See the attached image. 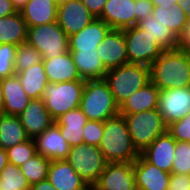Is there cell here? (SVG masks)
I'll list each match as a JSON object with an SVG mask.
<instances>
[{
  "instance_id": "obj_15",
  "label": "cell",
  "mask_w": 190,
  "mask_h": 190,
  "mask_svg": "<svg viewBox=\"0 0 190 190\" xmlns=\"http://www.w3.org/2000/svg\"><path fill=\"white\" fill-rule=\"evenodd\" d=\"M18 117L26 134L31 139L43 133L55 122L46 109L45 102L41 98L31 99Z\"/></svg>"
},
{
  "instance_id": "obj_36",
  "label": "cell",
  "mask_w": 190,
  "mask_h": 190,
  "mask_svg": "<svg viewBox=\"0 0 190 190\" xmlns=\"http://www.w3.org/2000/svg\"><path fill=\"white\" fill-rule=\"evenodd\" d=\"M171 173L190 175V142L176 141Z\"/></svg>"
},
{
  "instance_id": "obj_11",
  "label": "cell",
  "mask_w": 190,
  "mask_h": 190,
  "mask_svg": "<svg viewBox=\"0 0 190 190\" xmlns=\"http://www.w3.org/2000/svg\"><path fill=\"white\" fill-rule=\"evenodd\" d=\"M158 111L167 125L186 116L190 112V87L160 90Z\"/></svg>"
},
{
  "instance_id": "obj_32",
  "label": "cell",
  "mask_w": 190,
  "mask_h": 190,
  "mask_svg": "<svg viewBox=\"0 0 190 190\" xmlns=\"http://www.w3.org/2000/svg\"><path fill=\"white\" fill-rule=\"evenodd\" d=\"M50 162L51 160L48 158L36 154L23 165L19 166V169L26 177L28 183L33 185L47 179Z\"/></svg>"
},
{
  "instance_id": "obj_46",
  "label": "cell",
  "mask_w": 190,
  "mask_h": 190,
  "mask_svg": "<svg viewBox=\"0 0 190 190\" xmlns=\"http://www.w3.org/2000/svg\"><path fill=\"white\" fill-rule=\"evenodd\" d=\"M150 1L153 3L154 7L162 6L165 9H169L174 4H177L179 2V0H150Z\"/></svg>"
},
{
  "instance_id": "obj_6",
  "label": "cell",
  "mask_w": 190,
  "mask_h": 190,
  "mask_svg": "<svg viewBox=\"0 0 190 190\" xmlns=\"http://www.w3.org/2000/svg\"><path fill=\"white\" fill-rule=\"evenodd\" d=\"M84 86L85 80L47 84L41 99L54 120L70 110L79 108Z\"/></svg>"
},
{
  "instance_id": "obj_29",
  "label": "cell",
  "mask_w": 190,
  "mask_h": 190,
  "mask_svg": "<svg viewBox=\"0 0 190 190\" xmlns=\"http://www.w3.org/2000/svg\"><path fill=\"white\" fill-rule=\"evenodd\" d=\"M28 139L29 137L18 116L0 114L1 148L6 150Z\"/></svg>"
},
{
  "instance_id": "obj_41",
  "label": "cell",
  "mask_w": 190,
  "mask_h": 190,
  "mask_svg": "<svg viewBox=\"0 0 190 190\" xmlns=\"http://www.w3.org/2000/svg\"><path fill=\"white\" fill-rule=\"evenodd\" d=\"M168 190H190V175L171 173Z\"/></svg>"
},
{
  "instance_id": "obj_28",
  "label": "cell",
  "mask_w": 190,
  "mask_h": 190,
  "mask_svg": "<svg viewBox=\"0 0 190 190\" xmlns=\"http://www.w3.org/2000/svg\"><path fill=\"white\" fill-rule=\"evenodd\" d=\"M22 84L23 90L31 99L41 98L48 79L44 69V63H37L16 74Z\"/></svg>"
},
{
  "instance_id": "obj_17",
  "label": "cell",
  "mask_w": 190,
  "mask_h": 190,
  "mask_svg": "<svg viewBox=\"0 0 190 190\" xmlns=\"http://www.w3.org/2000/svg\"><path fill=\"white\" fill-rule=\"evenodd\" d=\"M33 140L37 154L49 160H65L68 156L70 146L61 135L60 128L55 122Z\"/></svg>"
},
{
  "instance_id": "obj_33",
  "label": "cell",
  "mask_w": 190,
  "mask_h": 190,
  "mask_svg": "<svg viewBox=\"0 0 190 190\" xmlns=\"http://www.w3.org/2000/svg\"><path fill=\"white\" fill-rule=\"evenodd\" d=\"M30 187L19 167L8 162L0 173V190H30Z\"/></svg>"
},
{
  "instance_id": "obj_4",
  "label": "cell",
  "mask_w": 190,
  "mask_h": 190,
  "mask_svg": "<svg viewBox=\"0 0 190 190\" xmlns=\"http://www.w3.org/2000/svg\"><path fill=\"white\" fill-rule=\"evenodd\" d=\"M104 80L120 107L128 97L150 82V68L143 64L127 63L109 69Z\"/></svg>"
},
{
  "instance_id": "obj_38",
  "label": "cell",
  "mask_w": 190,
  "mask_h": 190,
  "mask_svg": "<svg viewBox=\"0 0 190 190\" xmlns=\"http://www.w3.org/2000/svg\"><path fill=\"white\" fill-rule=\"evenodd\" d=\"M167 132L176 141L190 142V112L183 118L168 124Z\"/></svg>"
},
{
  "instance_id": "obj_2",
  "label": "cell",
  "mask_w": 190,
  "mask_h": 190,
  "mask_svg": "<svg viewBox=\"0 0 190 190\" xmlns=\"http://www.w3.org/2000/svg\"><path fill=\"white\" fill-rule=\"evenodd\" d=\"M98 148L107 162H134L140 155L121 114L104 121L103 136Z\"/></svg>"
},
{
  "instance_id": "obj_37",
  "label": "cell",
  "mask_w": 190,
  "mask_h": 190,
  "mask_svg": "<svg viewBox=\"0 0 190 190\" xmlns=\"http://www.w3.org/2000/svg\"><path fill=\"white\" fill-rule=\"evenodd\" d=\"M17 46L13 44H0V80L16 74L15 55Z\"/></svg>"
},
{
  "instance_id": "obj_40",
  "label": "cell",
  "mask_w": 190,
  "mask_h": 190,
  "mask_svg": "<svg viewBox=\"0 0 190 190\" xmlns=\"http://www.w3.org/2000/svg\"><path fill=\"white\" fill-rule=\"evenodd\" d=\"M135 5V25L139 21L146 19L152 15L154 8L153 3L150 0H134Z\"/></svg>"
},
{
  "instance_id": "obj_49",
  "label": "cell",
  "mask_w": 190,
  "mask_h": 190,
  "mask_svg": "<svg viewBox=\"0 0 190 190\" xmlns=\"http://www.w3.org/2000/svg\"><path fill=\"white\" fill-rule=\"evenodd\" d=\"M29 0H11L17 11H20Z\"/></svg>"
},
{
  "instance_id": "obj_52",
  "label": "cell",
  "mask_w": 190,
  "mask_h": 190,
  "mask_svg": "<svg viewBox=\"0 0 190 190\" xmlns=\"http://www.w3.org/2000/svg\"><path fill=\"white\" fill-rule=\"evenodd\" d=\"M65 1H68V0H56V2L59 4V3H62V2H65Z\"/></svg>"
},
{
  "instance_id": "obj_30",
  "label": "cell",
  "mask_w": 190,
  "mask_h": 190,
  "mask_svg": "<svg viewBox=\"0 0 190 190\" xmlns=\"http://www.w3.org/2000/svg\"><path fill=\"white\" fill-rule=\"evenodd\" d=\"M140 28L147 31L150 36L156 39V43L164 50H174L178 47V37L161 21L153 15L141 20L137 24Z\"/></svg>"
},
{
  "instance_id": "obj_42",
  "label": "cell",
  "mask_w": 190,
  "mask_h": 190,
  "mask_svg": "<svg viewBox=\"0 0 190 190\" xmlns=\"http://www.w3.org/2000/svg\"><path fill=\"white\" fill-rule=\"evenodd\" d=\"M81 2L95 18H99L107 0H81Z\"/></svg>"
},
{
  "instance_id": "obj_1",
  "label": "cell",
  "mask_w": 190,
  "mask_h": 190,
  "mask_svg": "<svg viewBox=\"0 0 190 190\" xmlns=\"http://www.w3.org/2000/svg\"><path fill=\"white\" fill-rule=\"evenodd\" d=\"M149 68L150 81L160 90L190 87V54L183 48L163 51Z\"/></svg>"
},
{
  "instance_id": "obj_20",
  "label": "cell",
  "mask_w": 190,
  "mask_h": 190,
  "mask_svg": "<svg viewBox=\"0 0 190 190\" xmlns=\"http://www.w3.org/2000/svg\"><path fill=\"white\" fill-rule=\"evenodd\" d=\"M110 29L103 20L93 19L80 32L69 36V51L97 50V46L102 43Z\"/></svg>"
},
{
  "instance_id": "obj_5",
  "label": "cell",
  "mask_w": 190,
  "mask_h": 190,
  "mask_svg": "<svg viewBox=\"0 0 190 190\" xmlns=\"http://www.w3.org/2000/svg\"><path fill=\"white\" fill-rule=\"evenodd\" d=\"M126 121L132 143L139 153L159 135L167 132L168 125L158 108L134 114H121Z\"/></svg>"
},
{
  "instance_id": "obj_21",
  "label": "cell",
  "mask_w": 190,
  "mask_h": 190,
  "mask_svg": "<svg viewBox=\"0 0 190 190\" xmlns=\"http://www.w3.org/2000/svg\"><path fill=\"white\" fill-rule=\"evenodd\" d=\"M1 85L4 99L2 114L18 116L29 104L31 98L23 90L16 74L2 79Z\"/></svg>"
},
{
  "instance_id": "obj_14",
  "label": "cell",
  "mask_w": 190,
  "mask_h": 190,
  "mask_svg": "<svg viewBox=\"0 0 190 190\" xmlns=\"http://www.w3.org/2000/svg\"><path fill=\"white\" fill-rule=\"evenodd\" d=\"M136 190H168L171 173L160 170L141 155L133 162Z\"/></svg>"
},
{
  "instance_id": "obj_10",
  "label": "cell",
  "mask_w": 190,
  "mask_h": 190,
  "mask_svg": "<svg viewBox=\"0 0 190 190\" xmlns=\"http://www.w3.org/2000/svg\"><path fill=\"white\" fill-rule=\"evenodd\" d=\"M96 190H136L133 162H107Z\"/></svg>"
},
{
  "instance_id": "obj_25",
  "label": "cell",
  "mask_w": 190,
  "mask_h": 190,
  "mask_svg": "<svg viewBox=\"0 0 190 190\" xmlns=\"http://www.w3.org/2000/svg\"><path fill=\"white\" fill-rule=\"evenodd\" d=\"M88 119L80 108L70 110L55 120L59 126L61 135L69 146H77L84 143L83 129Z\"/></svg>"
},
{
  "instance_id": "obj_8",
  "label": "cell",
  "mask_w": 190,
  "mask_h": 190,
  "mask_svg": "<svg viewBox=\"0 0 190 190\" xmlns=\"http://www.w3.org/2000/svg\"><path fill=\"white\" fill-rule=\"evenodd\" d=\"M65 160L75 169L89 187H93L97 183L107 163L97 146L85 143L71 146Z\"/></svg>"
},
{
  "instance_id": "obj_19",
  "label": "cell",
  "mask_w": 190,
  "mask_h": 190,
  "mask_svg": "<svg viewBox=\"0 0 190 190\" xmlns=\"http://www.w3.org/2000/svg\"><path fill=\"white\" fill-rule=\"evenodd\" d=\"M99 19L111 29H125L135 26L134 0H107Z\"/></svg>"
},
{
  "instance_id": "obj_3",
  "label": "cell",
  "mask_w": 190,
  "mask_h": 190,
  "mask_svg": "<svg viewBox=\"0 0 190 190\" xmlns=\"http://www.w3.org/2000/svg\"><path fill=\"white\" fill-rule=\"evenodd\" d=\"M79 108L88 120L104 122L120 114L114 96L104 79L85 80Z\"/></svg>"
},
{
  "instance_id": "obj_35",
  "label": "cell",
  "mask_w": 190,
  "mask_h": 190,
  "mask_svg": "<svg viewBox=\"0 0 190 190\" xmlns=\"http://www.w3.org/2000/svg\"><path fill=\"white\" fill-rule=\"evenodd\" d=\"M8 162L19 167L26 161L30 160L37 154L35 142L33 139L19 143L11 148L6 149Z\"/></svg>"
},
{
  "instance_id": "obj_43",
  "label": "cell",
  "mask_w": 190,
  "mask_h": 190,
  "mask_svg": "<svg viewBox=\"0 0 190 190\" xmlns=\"http://www.w3.org/2000/svg\"><path fill=\"white\" fill-rule=\"evenodd\" d=\"M190 43V17L184 25L183 31L178 37V47L185 48Z\"/></svg>"
},
{
  "instance_id": "obj_18",
  "label": "cell",
  "mask_w": 190,
  "mask_h": 190,
  "mask_svg": "<svg viewBox=\"0 0 190 190\" xmlns=\"http://www.w3.org/2000/svg\"><path fill=\"white\" fill-rule=\"evenodd\" d=\"M47 180L56 190H88L90 188L66 160H51Z\"/></svg>"
},
{
  "instance_id": "obj_12",
  "label": "cell",
  "mask_w": 190,
  "mask_h": 190,
  "mask_svg": "<svg viewBox=\"0 0 190 190\" xmlns=\"http://www.w3.org/2000/svg\"><path fill=\"white\" fill-rule=\"evenodd\" d=\"M95 17L81 0H68L58 4L57 22L71 36L89 25Z\"/></svg>"
},
{
  "instance_id": "obj_31",
  "label": "cell",
  "mask_w": 190,
  "mask_h": 190,
  "mask_svg": "<svg viewBox=\"0 0 190 190\" xmlns=\"http://www.w3.org/2000/svg\"><path fill=\"white\" fill-rule=\"evenodd\" d=\"M152 15L172 30L177 37L180 36L188 19V16L178 3L174 4L169 9H165L162 6H156L153 8Z\"/></svg>"
},
{
  "instance_id": "obj_45",
  "label": "cell",
  "mask_w": 190,
  "mask_h": 190,
  "mask_svg": "<svg viewBox=\"0 0 190 190\" xmlns=\"http://www.w3.org/2000/svg\"><path fill=\"white\" fill-rule=\"evenodd\" d=\"M30 190H56L51 183L45 179L38 183L31 185Z\"/></svg>"
},
{
  "instance_id": "obj_7",
  "label": "cell",
  "mask_w": 190,
  "mask_h": 190,
  "mask_svg": "<svg viewBox=\"0 0 190 190\" xmlns=\"http://www.w3.org/2000/svg\"><path fill=\"white\" fill-rule=\"evenodd\" d=\"M26 42L40 52L43 58H54L69 51V36L57 21L28 27Z\"/></svg>"
},
{
  "instance_id": "obj_26",
  "label": "cell",
  "mask_w": 190,
  "mask_h": 190,
  "mask_svg": "<svg viewBox=\"0 0 190 190\" xmlns=\"http://www.w3.org/2000/svg\"><path fill=\"white\" fill-rule=\"evenodd\" d=\"M77 71L84 80L104 79L107 69L104 67L97 50L70 51Z\"/></svg>"
},
{
  "instance_id": "obj_34",
  "label": "cell",
  "mask_w": 190,
  "mask_h": 190,
  "mask_svg": "<svg viewBox=\"0 0 190 190\" xmlns=\"http://www.w3.org/2000/svg\"><path fill=\"white\" fill-rule=\"evenodd\" d=\"M41 62H43L42 54L32 45L25 42L17 46L14 61L16 74Z\"/></svg>"
},
{
  "instance_id": "obj_53",
  "label": "cell",
  "mask_w": 190,
  "mask_h": 190,
  "mask_svg": "<svg viewBox=\"0 0 190 190\" xmlns=\"http://www.w3.org/2000/svg\"><path fill=\"white\" fill-rule=\"evenodd\" d=\"M88 190H96L95 188H93V187H90Z\"/></svg>"
},
{
  "instance_id": "obj_51",
  "label": "cell",
  "mask_w": 190,
  "mask_h": 190,
  "mask_svg": "<svg viewBox=\"0 0 190 190\" xmlns=\"http://www.w3.org/2000/svg\"><path fill=\"white\" fill-rule=\"evenodd\" d=\"M184 49L190 54V43Z\"/></svg>"
},
{
  "instance_id": "obj_16",
  "label": "cell",
  "mask_w": 190,
  "mask_h": 190,
  "mask_svg": "<svg viewBox=\"0 0 190 190\" xmlns=\"http://www.w3.org/2000/svg\"><path fill=\"white\" fill-rule=\"evenodd\" d=\"M176 140L168 133L159 135L140 155L160 170L171 173Z\"/></svg>"
},
{
  "instance_id": "obj_27",
  "label": "cell",
  "mask_w": 190,
  "mask_h": 190,
  "mask_svg": "<svg viewBox=\"0 0 190 190\" xmlns=\"http://www.w3.org/2000/svg\"><path fill=\"white\" fill-rule=\"evenodd\" d=\"M27 25L20 11L0 18V44L20 45L27 40Z\"/></svg>"
},
{
  "instance_id": "obj_39",
  "label": "cell",
  "mask_w": 190,
  "mask_h": 190,
  "mask_svg": "<svg viewBox=\"0 0 190 190\" xmlns=\"http://www.w3.org/2000/svg\"><path fill=\"white\" fill-rule=\"evenodd\" d=\"M104 131V122L88 120L84 125V143L92 146L100 144Z\"/></svg>"
},
{
  "instance_id": "obj_50",
  "label": "cell",
  "mask_w": 190,
  "mask_h": 190,
  "mask_svg": "<svg viewBox=\"0 0 190 190\" xmlns=\"http://www.w3.org/2000/svg\"><path fill=\"white\" fill-rule=\"evenodd\" d=\"M3 104H4V99H3L2 85L0 80V114H2Z\"/></svg>"
},
{
  "instance_id": "obj_47",
  "label": "cell",
  "mask_w": 190,
  "mask_h": 190,
  "mask_svg": "<svg viewBox=\"0 0 190 190\" xmlns=\"http://www.w3.org/2000/svg\"><path fill=\"white\" fill-rule=\"evenodd\" d=\"M8 158H7V152L5 149L0 147V173L3 170V168L7 165Z\"/></svg>"
},
{
  "instance_id": "obj_48",
  "label": "cell",
  "mask_w": 190,
  "mask_h": 190,
  "mask_svg": "<svg viewBox=\"0 0 190 190\" xmlns=\"http://www.w3.org/2000/svg\"><path fill=\"white\" fill-rule=\"evenodd\" d=\"M178 4L184 13L190 17V0H179Z\"/></svg>"
},
{
  "instance_id": "obj_13",
  "label": "cell",
  "mask_w": 190,
  "mask_h": 190,
  "mask_svg": "<svg viewBox=\"0 0 190 190\" xmlns=\"http://www.w3.org/2000/svg\"><path fill=\"white\" fill-rule=\"evenodd\" d=\"M97 52L104 67L109 70L128 63L126 42L122 29H110L97 46Z\"/></svg>"
},
{
  "instance_id": "obj_22",
  "label": "cell",
  "mask_w": 190,
  "mask_h": 190,
  "mask_svg": "<svg viewBox=\"0 0 190 190\" xmlns=\"http://www.w3.org/2000/svg\"><path fill=\"white\" fill-rule=\"evenodd\" d=\"M44 69L50 83L81 79L70 51L54 58H43Z\"/></svg>"
},
{
  "instance_id": "obj_23",
  "label": "cell",
  "mask_w": 190,
  "mask_h": 190,
  "mask_svg": "<svg viewBox=\"0 0 190 190\" xmlns=\"http://www.w3.org/2000/svg\"><path fill=\"white\" fill-rule=\"evenodd\" d=\"M56 0H29L20 10L27 27L41 26L57 21Z\"/></svg>"
},
{
  "instance_id": "obj_44",
  "label": "cell",
  "mask_w": 190,
  "mask_h": 190,
  "mask_svg": "<svg viewBox=\"0 0 190 190\" xmlns=\"http://www.w3.org/2000/svg\"><path fill=\"white\" fill-rule=\"evenodd\" d=\"M17 12L11 0H0V18L10 16Z\"/></svg>"
},
{
  "instance_id": "obj_24",
  "label": "cell",
  "mask_w": 190,
  "mask_h": 190,
  "mask_svg": "<svg viewBox=\"0 0 190 190\" xmlns=\"http://www.w3.org/2000/svg\"><path fill=\"white\" fill-rule=\"evenodd\" d=\"M160 89L151 81L133 93L119 107L120 114H134L158 108Z\"/></svg>"
},
{
  "instance_id": "obj_9",
  "label": "cell",
  "mask_w": 190,
  "mask_h": 190,
  "mask_svg": "<svg viewBox=\"0 0 190 190\" xmlns=\"http://www.w3.org/2000/svg\"><path fill=\"white\" fill-rule=\"evenodd\" d=\"M126 42L128 63L150 66L164 51L156 39L138 25L122 29Z\"/></svg>"
}]
</instances>
